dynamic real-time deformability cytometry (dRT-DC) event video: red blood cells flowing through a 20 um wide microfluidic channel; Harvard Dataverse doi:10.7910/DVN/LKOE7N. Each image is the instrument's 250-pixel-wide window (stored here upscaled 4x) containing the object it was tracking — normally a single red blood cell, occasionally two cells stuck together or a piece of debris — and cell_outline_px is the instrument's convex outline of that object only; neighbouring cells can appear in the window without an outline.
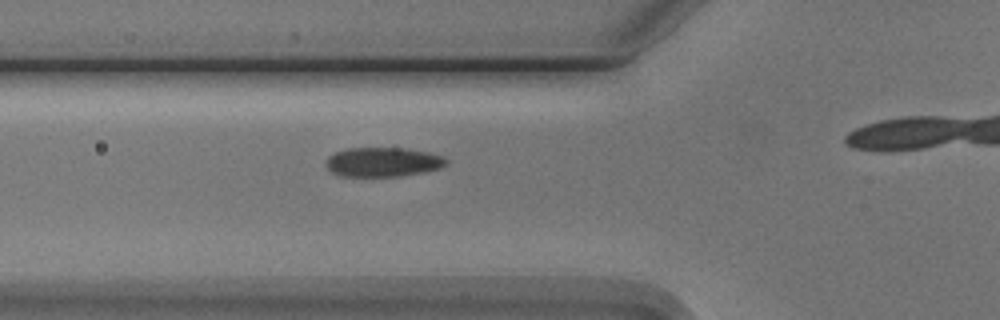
{"species": "Egyptian fruit bat (a non-hibernating species)", "species_latin": "Rousettus aegyptiacus", "temperature_condition": "cold", "stored_images_in_passage": 4, "segment_of_instrument_passage": [1, 2], "camera_frame_rate_fps": 3000, "um_per_image_px": 0.085, "animal": {"sex": "male"}, "frame": {"image": 1, "passage_image": 3, "time_ms": 2.333, "image_size_px": [1000, 320], "cell_outline_px": [[448, 164], [440, 168], [424, 172], [400, 176], [340, 176], [332, 172], [324, 164], [328, 156], [336, 152], [348, 148], [404, 148], [428, 152], [444, 156], [448, 160]], "centroid_in_image_um": [32.56, 13.77], "position_along_channel_um": 93.2, "area_um2": 20.69}}